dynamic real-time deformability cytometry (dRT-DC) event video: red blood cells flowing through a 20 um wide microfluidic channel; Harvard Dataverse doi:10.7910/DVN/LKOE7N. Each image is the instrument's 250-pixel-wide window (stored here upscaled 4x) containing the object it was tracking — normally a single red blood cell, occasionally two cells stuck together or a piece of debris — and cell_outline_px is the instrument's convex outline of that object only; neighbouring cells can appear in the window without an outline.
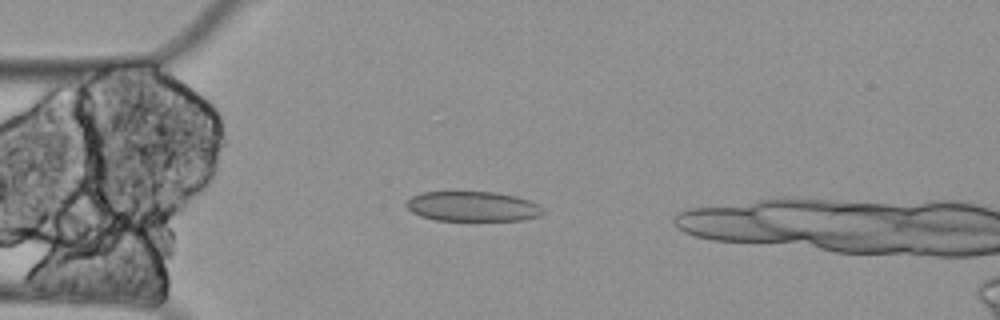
{"species": "Egyptian fruit bat (a non-hibernating species)", "species_latin": "Rousettus aegyptiacus", "temperature_condition": "cold", "stored_images_in_passage": 31, "camera_frame_rate_fps": 3000, "um_per_image_px": 0.085, "animal": {"sex": "female"}, "frame": {"image": 1, "passage_image": 9, "time_ms": 2.667, "image_size_px": [1000, 320], "cell_outline_px": [[544, 212], [540, 216], [520, 220], [436, 220], [420, 216], [412, 212], [404, 204], [412, 196], [424, 192], [496, 192], [516, 196], [540, 204], [544, 208]], "centroid_in_image_um": [40.2, 17.54], "position_along_channel_um": 44.8, "area_um2": 23.87}}
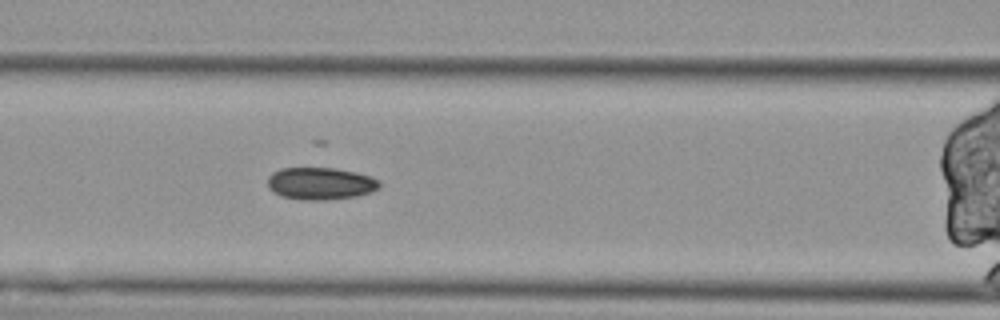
{"frame": {"image": 2, "passage_image": 18, "time_ms": 5.667, "image_size_px": [1000, 320], "cell_outline_px": [[380, 188], [372, 192], [356, 196], [324, 200], [304, 200], [280, 196], [272, 192], [268, 188], [268, 176], [272, 172], [280, 168], [336, 168], [356, 172], [372, 176], [380, 180]], "centroid_in_image_um": [27.24, 15.59], "position_along_channel_um": 139.4, "area_um2": 21.33}}
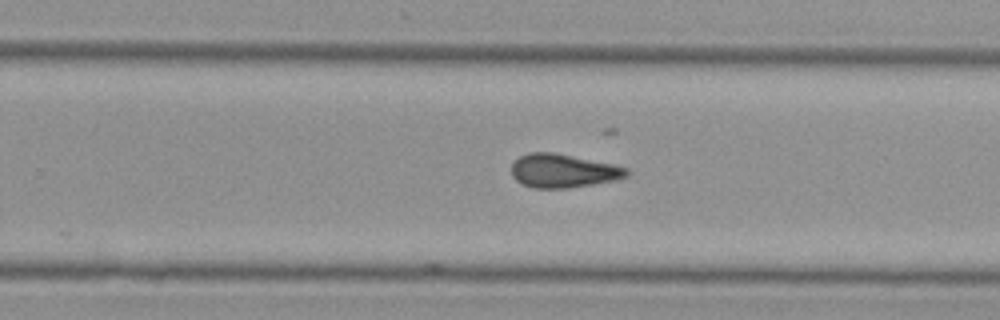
{"frame": {"image": 3, "passage_image": 31, "time_ms": 10.0, "image_size_px": [1000, 320], "cell_outline_px": [[628, 176], [616, 180], [568, 188], [532, 188], [516, 180], [512, 176], [512, 160], [528, 152], [552, 152], [612, 164], [628, 168]], "centroid_in_image_um": [47.83, 14.52], "position_along_channel_um": 282.0, "area_um2": 22.48}}